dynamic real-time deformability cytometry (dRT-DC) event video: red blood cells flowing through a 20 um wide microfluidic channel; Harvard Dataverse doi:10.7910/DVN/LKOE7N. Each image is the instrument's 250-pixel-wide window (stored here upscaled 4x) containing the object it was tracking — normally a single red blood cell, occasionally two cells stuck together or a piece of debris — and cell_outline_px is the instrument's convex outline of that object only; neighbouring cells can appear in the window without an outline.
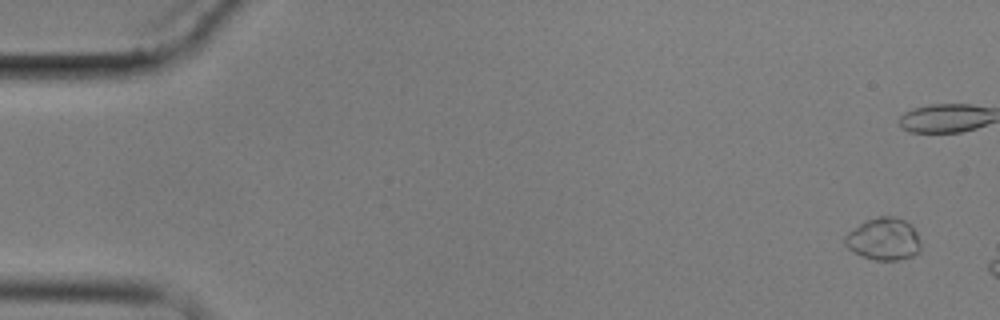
{"species": "common noctule bat (a hibernating species)", "species_latin": "Nyctalus noctula", "temperature_condition": "cold", "stored_images_in_passage": 3, "camera_frame_rate_fps": 3000, "um_per_image_px": 0.085, "animal": {"sex": "male", "body_mass_g": 17.9}, "frame": {"image": 1, "passage_image": 1, "time_ms": 0.0, "image_size_px": [1000, 320], "cell_outline_px": [[920, 252], [912, 256], [896, 260], [876, 260], [864, 256], [848, 248], [844, 244], [844, 236], [848, 232], [864, 220], [880, 216], [896, 216], [904, 220], [916, 232], [920, 244]], "centroid_in_image_um": [75.1, 20.31], "position_along_channel_um": 9.9, "area_um2": 18.55}}